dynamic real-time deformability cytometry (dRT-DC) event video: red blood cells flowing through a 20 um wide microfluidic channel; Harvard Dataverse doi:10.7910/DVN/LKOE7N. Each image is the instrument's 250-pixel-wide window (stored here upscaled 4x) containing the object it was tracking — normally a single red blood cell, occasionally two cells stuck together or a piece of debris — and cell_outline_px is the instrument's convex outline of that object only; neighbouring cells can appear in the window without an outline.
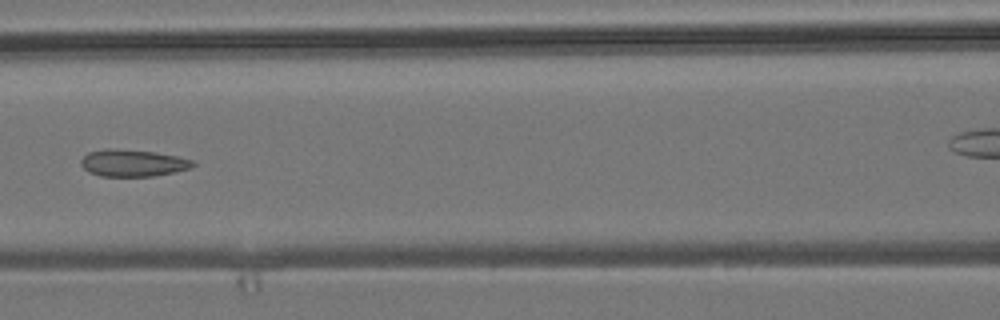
{"species": "common noctule bat (a hibernating species)", "species_latin": "Nyctalus noctula", "temperature_condition": "room temperature", "stored_images_in_passage": 9, "camera_frame_rate_fps": 3000, "um_per_image_px": 0.085, "animal": {"sex": "male", "body_mass_g": 19.2, "forearm_length_mm": 51.8}, "frame": {"image": 1, "passage_image": 7, "time_ms": 7.0, "image_size_px": [1000, 320], "cell_outline_px": [[196, 164], [192, 168], [152, 176], [100, 176], [88, 172], [80, 164], [80, 160], [88, 152], [104, 148], [112, 148], [152, 152], [176, 156], [196, 160]], "centroid_in_image_um": [11.28, 13.85], "position_along_channel_um": 155.3, "area_um2": 17.63}}
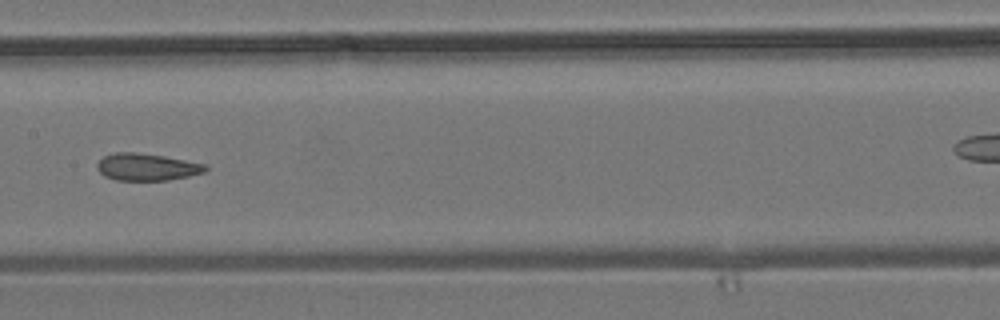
{"frame": {"image": 2, "passage_image": 8, "time_ms": 8.0, "image_size_px": [1000, 320], "cell_outline_px": [[208, 168], [204, 172], [188, 176], [168, 180], [116, 180], [104, 176], [96, 168], [96, 164], [104, 156], [116, 152], [136, 152], [164, 156], [208, 164]], "centroid_in_image_um": [12.48, 14.19], "position_along_channel_um": 194.9, "area_um2": 17.17}}